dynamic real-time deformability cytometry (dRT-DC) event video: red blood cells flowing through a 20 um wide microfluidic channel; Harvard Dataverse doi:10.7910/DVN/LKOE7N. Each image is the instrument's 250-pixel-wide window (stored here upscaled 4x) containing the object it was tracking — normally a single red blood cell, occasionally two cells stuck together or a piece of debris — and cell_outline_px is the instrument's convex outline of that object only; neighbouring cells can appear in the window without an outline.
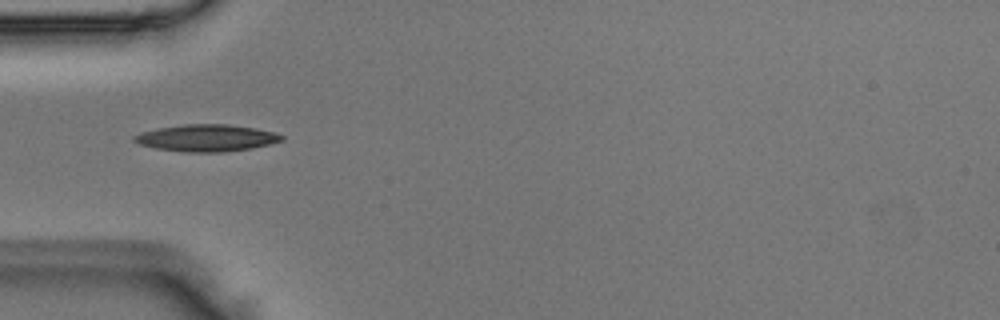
{"species": "Egyptian fruit bat (a non-hibernating species)", "species_latin": "Rousettus aegyptiacus", "temperature_condition": "room temperature", "stored_images_in_passage": 7, "camera_frame_rate_fps": 3000, "um_per_image_px": 0.085, "animal": {"sex": "male"}, "frame": {"image": 1, "passage_image": 4, "time_ms": 1.0, "image_size_px": [1000, 320], "cell_outline_px": [[284, 140], [252, 148], [224, 152], [184, 152], [156, 148], [140, 144], [132, 140], [132, 136], [140, 132], [160, 128], [184, 124], [228, 124], [256, 128], [276, 132], [284, 136]], "centroid_in_image_um": [17.57, 11.72], "position_along_channel_um": 67.4, "area_um2": 23.18}}